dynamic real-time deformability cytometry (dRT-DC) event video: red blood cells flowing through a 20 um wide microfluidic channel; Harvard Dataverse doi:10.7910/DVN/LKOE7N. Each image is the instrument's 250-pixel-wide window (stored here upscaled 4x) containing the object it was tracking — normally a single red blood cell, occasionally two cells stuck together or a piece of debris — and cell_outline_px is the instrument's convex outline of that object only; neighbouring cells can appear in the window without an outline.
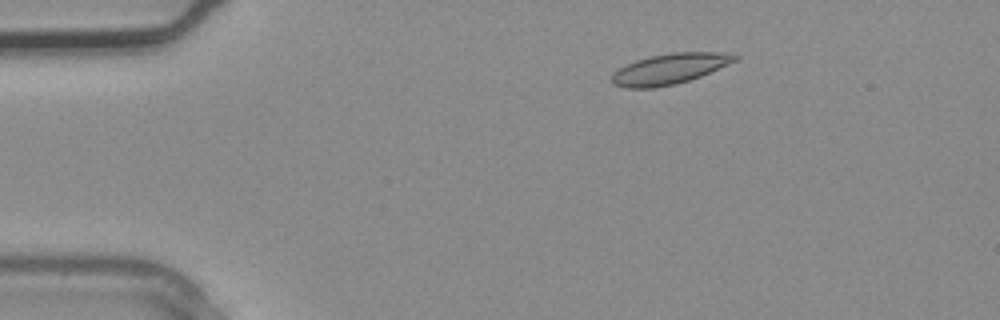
{"species": "common noctule bat (a hibernating species)", "species_latin": "Nyctalus noctula", "temperature_condition": "warm", "stored_images_in_passage": 3, "camera_frame_rate_fps": 3000, "um_per_image_px": 0.085, "animal": {"sex": "male", "body_mass_g": 20.4}, "frame": {"image": 1, "passage_image": 2, "time_ms": 0.333, "image_size_px": [1000, 320], "cell_outline_px": [[740, 56], [736, 60], [728, 64], [700, 76], [676, 84], [652, 88], [624, 88], [612, 84], [612, 72], [636, 60], [648, 56], [672, 52], [732, 52]], "centroid_in_image_um": [56.92, 5.84], "position_along_channel_um": 28.1, "area_um2": 21.96}}